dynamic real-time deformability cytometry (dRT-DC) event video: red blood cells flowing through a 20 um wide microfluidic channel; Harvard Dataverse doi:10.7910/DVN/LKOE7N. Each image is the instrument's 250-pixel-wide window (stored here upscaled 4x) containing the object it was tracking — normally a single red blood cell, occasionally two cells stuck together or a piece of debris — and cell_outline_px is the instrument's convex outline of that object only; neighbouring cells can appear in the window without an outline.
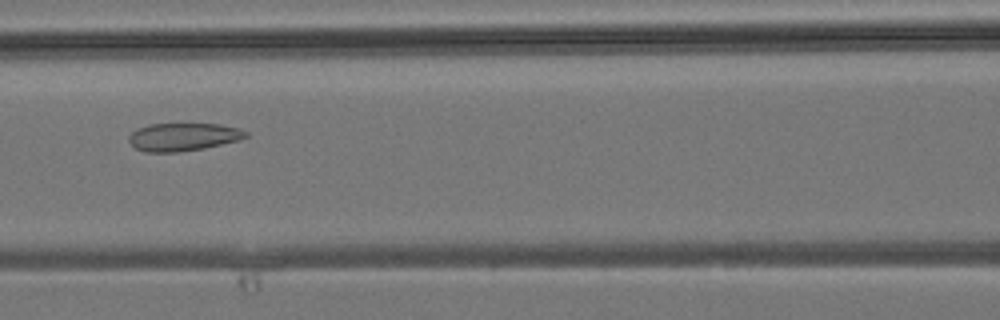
{"species": "common noctule bat (a hibernating species)", "species_latin": "Nyctalus noctula", "temperature_condition": "room temperature", "stored_images_in_passage": 42, "camera_frame_rate_fps": 3000, "um_per_image_px": 0.085, "animal": {"sex": "male", "body_mass_g": 19.2, "forearm_length_mm": 51.8}, "frame": {"image": 1, "passage_image": 17, "time_ms": 5.333, "image_size_px": [1000, 320], "cell_outline_px": [[248, 136], [240, 140], [204, 148], [176, 152], [144, 152], [136, 148], [128, 140], [128, 136], [136, 128], [148, 124], [220, 124], [240, 128], [248, 132]], "centroid_in_image_um": [15.57, 11.63], "position_along_channel_um": 151.0, "area_um2": 19.13}}
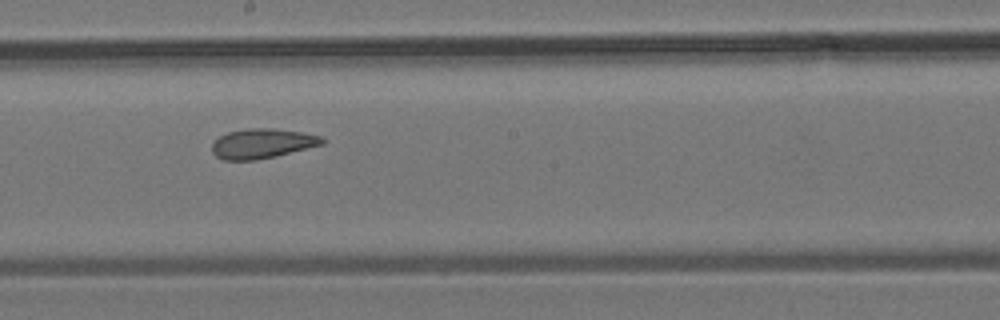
{"frame": {"image": 2, "passage_image": 22, "time_ms": 7.0, "image_size_px": [1000, 320], "cell_outline_px": [[324, 144], [276, 156], [256, 160], [224, 160], [216, 156], [212, 152], [212, 144], [220, 136], [228, 132], [248, 128], [272, 128], [300, 132], [320, 136], [324, 140]], "centroid_in_image_um": [22.27, 12.2], "position_along_channel_um": 225.9, "area_um2": 18.96}}
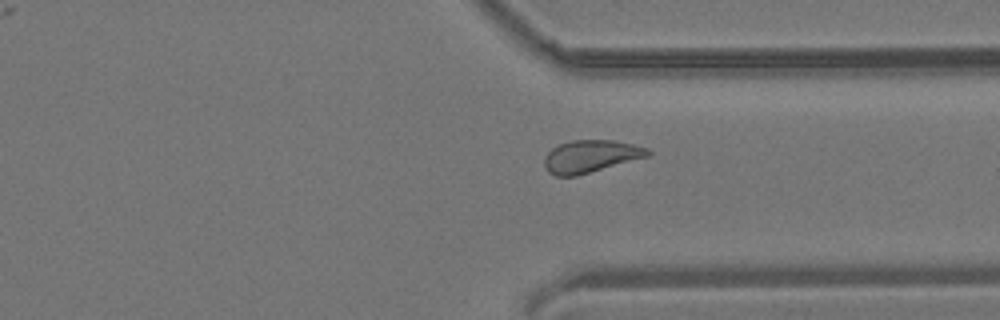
{"frame": {"image": 3, "passage_image": 31, "time_ms": 10.0, "image_size_px": [1000, 320], "cell_outline_px": [[652, 152], [648, 156], [576, 176], [556, 176], [548, 172], [544, 164], [544, 156], [552, 148], [560, 144], [572, 140], [616, 140], [648, 148]], "centroid_in_image_um": [50.19, 13.28], "position_along_channel_um": 361.2, "area_um2": 19.48}}